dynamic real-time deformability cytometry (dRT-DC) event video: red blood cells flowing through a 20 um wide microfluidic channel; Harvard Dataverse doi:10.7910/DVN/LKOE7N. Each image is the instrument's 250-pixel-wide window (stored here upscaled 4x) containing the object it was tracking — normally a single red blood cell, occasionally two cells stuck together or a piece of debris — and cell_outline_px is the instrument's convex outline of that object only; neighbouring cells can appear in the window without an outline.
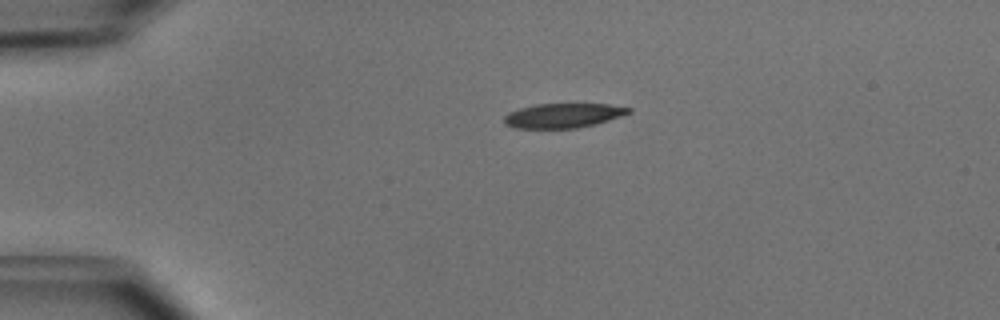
{"species": "common noctule bat (a hibernating species)", "species_latin": "Nyctalus noctula", "temperature_condition": "cold", "stored_images_in_passage": 40, "camera_frame_rate_fps": 3000, "um_per_image_px": 0.085, "animal": {"sex": "male", "body_mass_g": 15.6}, "frame": {"image": 1, "passage_image": 1, "time_ms": 0.0, "image_size_px": [1000, 320], "cell_outline_px": [[632, 112], [596, 124], [576, 128], [516, 128], [504, 124], [504, 116], [508, 112], [520, 108], [536, 104], [608, 104], [632, 108]], "centroid_in_image_um": [47.86, 9.82], "position_along_channel_um": 37.1, "area_um2": 17.74}}
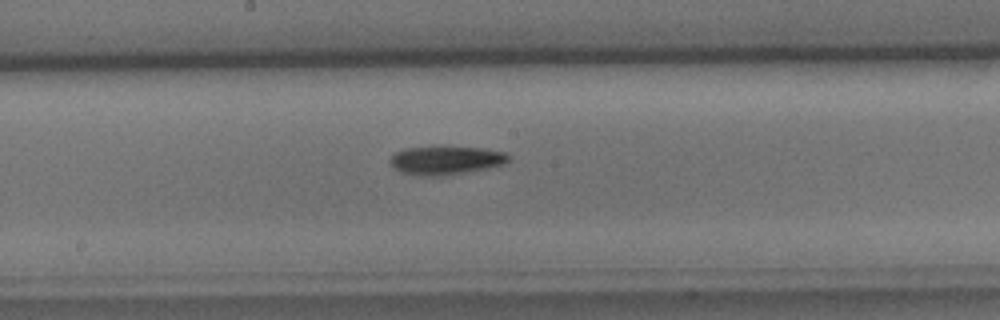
{"frame": {"image": 2, "passage_image": 17, "time_ms": 5.333, "image_size_px": [1000, 320], "cell_outline_px": [[512, 156], [504, 164], [488, 168], [464, 172], [436, 176], [420, 176], [400, 172], [388, 160], [396, 152], [404, 148], [444, 144], [484, 148], [504, 152]], "centroid_in_image_um": [37.9, 13.57], "position_along_channel_um": 210.3, "area_um2": 20.35}}
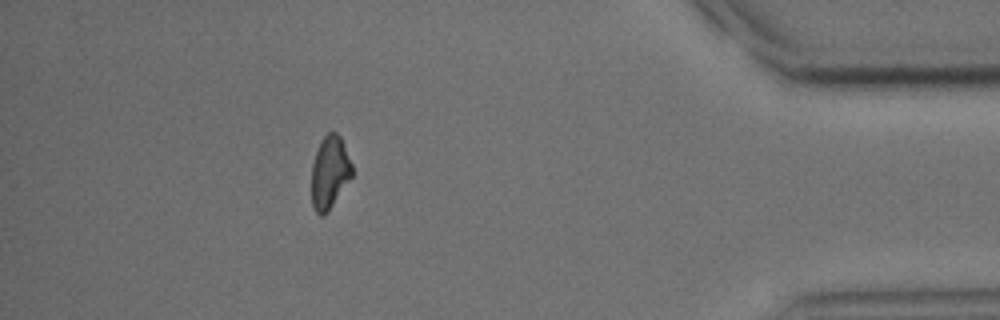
{"frame": {"image": 3, "passage_image": 35, "time_ms": 11.333, "image_size_px": [1000, 320], "cell_outline_px": [[352, 176], [328, 212], [324, 216], [320, 216], [316, 212], [312, 204], [312, 164], [320, 140], [328, 132], [336, 132], [340, 136], [352, 164]], "centroid_in_image_um": [28.02, 14.66], "position_along_channel_um": 407.2, "area_um2": 17.11}, "authors_computed_cell_mechanics": {"area_um2": 18.785, "velocity_mm_per_s": 3.9963, "shape_relaxation_time_tau1_ms": 2.5969, "shape_relaxation_time_tau2_ms": null, "deformation_change_tau1": 0.1182, "deformation_change_tau2": null}}